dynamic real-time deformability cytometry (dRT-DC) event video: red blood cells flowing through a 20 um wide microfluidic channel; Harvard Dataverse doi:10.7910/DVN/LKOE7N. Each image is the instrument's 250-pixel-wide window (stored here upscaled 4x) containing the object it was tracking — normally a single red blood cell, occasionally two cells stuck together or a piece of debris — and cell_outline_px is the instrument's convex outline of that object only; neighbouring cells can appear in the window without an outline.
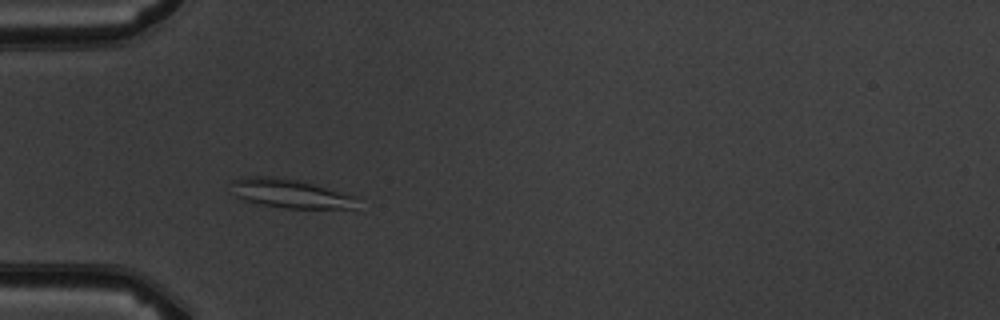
{"species": "common noctule bat (a hibernating species)", "species_latin": "Nyctalus noctula", "temperature_condition": "warm", "stored_images_in_passage": 8, "camera_frame_rate_fps": 3000, "um_per_image_px": 0.085, "animal": {"sex": "male", "body_mass_g": 19.5, "forearm_length_mm": 54.6}, "frame": {"image": 1, "passage_image": 3, "time_ms": 2.333, "image_size_px": [1000, 320], "cell_outline_px": [[356, 208], [284, 208], [260, 204], [244, 200], [236, 196], [232, 180], [244, 176], [276, 176], [300, 180], [356, 196]], "centroid_in_image_um": [24.67, 16.43], "position_along_channel_um": 60.3, "area_um2": 21.1}}
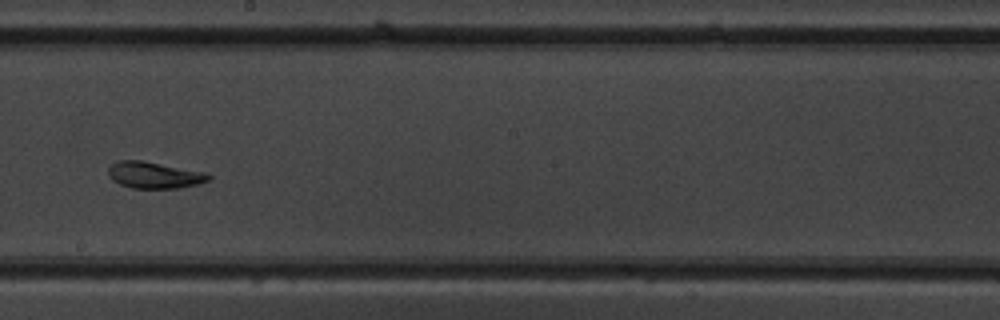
{"frame": {"image": 2, "passage_image": 7, "time_ms": 7.0, "image_size_px": [1000, 320], "cell_outline_px": [[212, 180], [180, 188], [132, 188], [120, 184], [112, 180], [108, 176], [108, 168], [116, 160], [140, 160], [208, 172], [212, 176]], "centroid_in_image_um": [13.14, 14.88], "position_along_channel_um": 235.1, "area_um2": 15.72}}
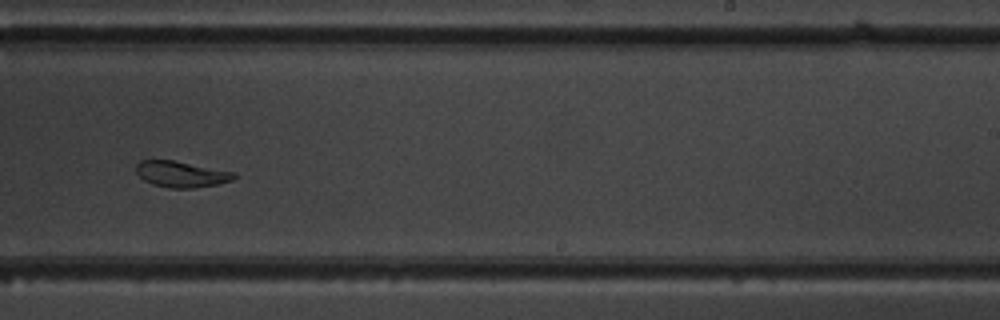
{"frame": {"image": 3, "passage_image": 8, "time_ms": 8.0, "image_size_px": [1000, 320], "cell_outline_px": [[236, 176], [232, 180], [220, 184], [192, 188], [168, 188], [152, 184], [144, 180], [136, 172], [136, 164], [140, 160], [172, 160], [236, 172]], "centroid_in_image_um": [15.41, 14.81], "position_along_channel_um": 273.6, "area_um2": 14.91}}